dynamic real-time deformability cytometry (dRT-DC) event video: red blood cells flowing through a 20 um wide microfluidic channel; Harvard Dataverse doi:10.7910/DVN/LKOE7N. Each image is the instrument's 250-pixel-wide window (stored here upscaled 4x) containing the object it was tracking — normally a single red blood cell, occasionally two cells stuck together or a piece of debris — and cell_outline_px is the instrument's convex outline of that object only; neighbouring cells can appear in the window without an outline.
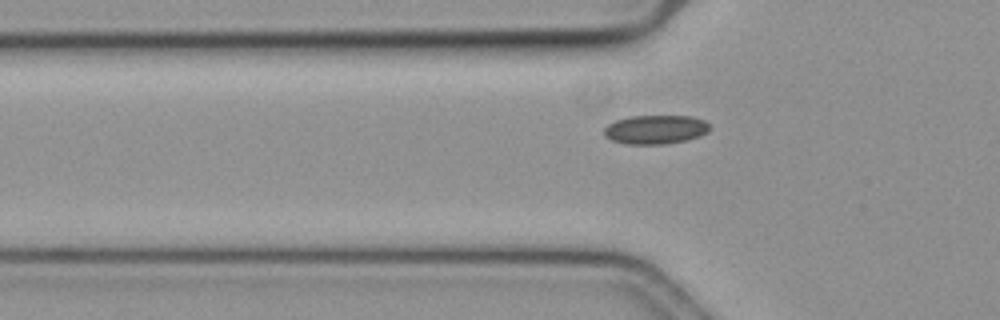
{"species": "common noctule bat (a hibernating species)", "species_latin": "Nyctalus noctula", "temperature_condition": "cold", "stored_images_in_passage": 42, "camera_frame_rate_fps": 3000, "um_per_image_px": 0.085, "animal": {"sex": "female", "body_mass_g": 19.3, "forearm_length_mm": 54.1}, "frame": {"image": 1, "passage_image": 2, "time_ms": 0.333, "image_size_px": [1000, 320], "cell_outline_px": [[712, 128], [708, 132], [700, 136], [688, 140], [664, 144], [628, 144], [612, 140], [604, 136], [604, 128], [608, 124], [616, 120], [632, 116], [692, 116], [704, 120]], "centroid_in_image_um": [55.75, 11.01], "position_along_channel_um": 70.1, "area_um2": 17.92}}
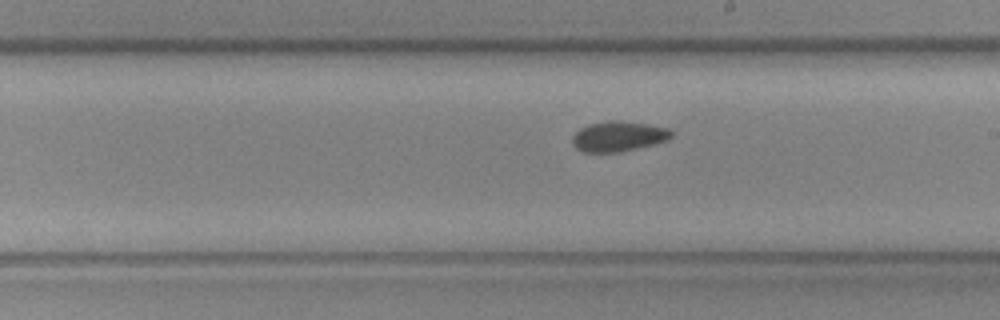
{"frame": {"image": 2, "passage_image": 16, "time_ms": 5.0, "image_size_px": [1000, 320], "cell_outline_px": [[672, 136], [668, 140], [620, 152], [584, 152], [576, 148], [572, 144], [572, 136], [580, 128], [588, 124], [608, 120], [620, 120], [648, 124], [668, 128], [672, 132]], "centroid_in_image_um": [52.54, 11.58], "position_along_channel_um": 236.5, "area_um2": 17.46}}
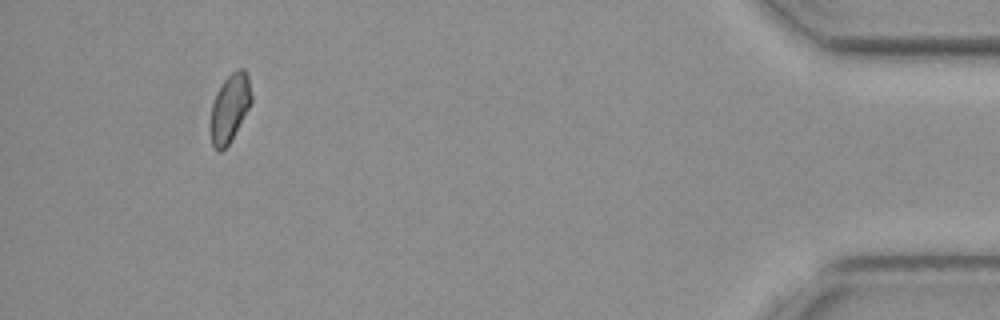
{"frame": {"image": 3, "passage_image": 37, "time_ms": 12.0, "image_size_px": [1000, 320], "cell_outline_px": [[252, 100], [248, 108], [228, 144], [220, 152], [216, 152], [212, 148], [212, 104], [216, 92], [224, 80], [236, 68], [244, 68], [248, 72], [252, 96]], "centroid_in_image_um": [19.55, 9.12], "position_along_channel_um": 415.7, "area_um2": 15.9}, "authors_computed_cell_mechanics": {"area_um2": 17.1955, "velocity_mm_per_s": 3.5745, "shape_relaxation_time_tau1_ms": 6.2726, "shape_relaxation_time_tau2_ms": 8.5462, "deformation_change_tau1": 0.0568, "deformation_change_tau2": 0.0959}}